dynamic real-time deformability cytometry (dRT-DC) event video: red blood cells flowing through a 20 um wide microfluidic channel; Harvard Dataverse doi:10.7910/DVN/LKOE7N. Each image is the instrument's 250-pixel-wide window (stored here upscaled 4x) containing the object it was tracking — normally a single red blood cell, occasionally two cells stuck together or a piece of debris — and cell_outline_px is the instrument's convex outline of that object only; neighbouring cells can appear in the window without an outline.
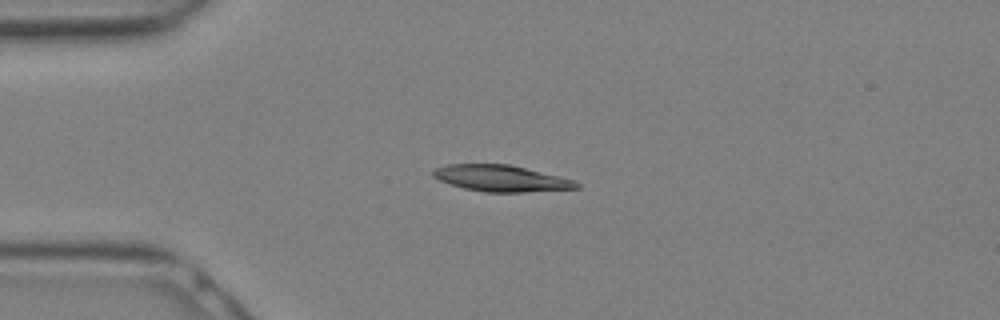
{"species": "Egyptian fruit bat (a non-hibernating species)", "species_latin": "Rousettus aegyptiacus", "temperature_condition": "warm", "stored_images_in_passage": 18, "camera_frame_rate_fps": 3000, "um_per_image_px": 0.085, "animal": {"sex": "female"}, "frame": {"image": 1, "passage_image": 6, "time_ms": 1.667, "image_size_px": [1000, 320], "cell_outline_px": [[580, 188], [524, 192], [484, 192], [464, 188], [440, 180], [432, 176], [432, 168], [448, 164], [508, 164], [572, 180], [580, 184]], "centroid_in_image_um": [42.53, 15.16], "position_along_channel_um": 42.5, "area_um2": 21.68}}
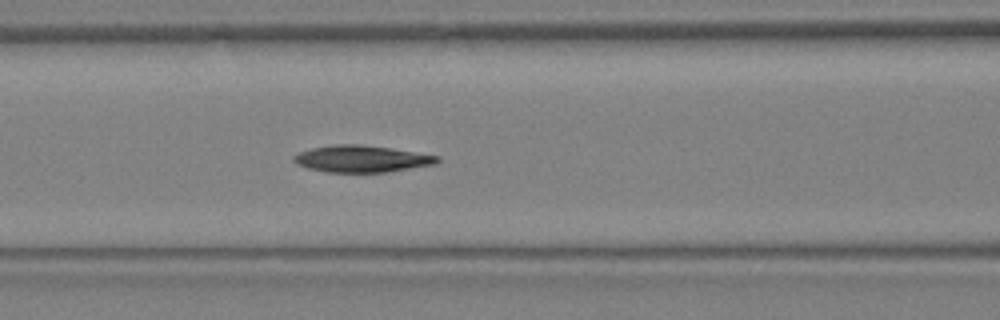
{"frame": {"image": 2, "passage_image": 11, "time_ms": 3.333, "image_size_px": [1000, 320], "cell_outline_px": [[440, 160], [436, 164], [384, 172], [328, 172], [308, 168], [296, 164], [292, 160], [292, 156], [300, 152], [312, 148], [336, 144], [360, 144], [392, 148], [440, 156]], "centroid_in_image_um": [30.73, 13.49], "position_along_channel_um": 135.9, "area_um2": 22.37}}
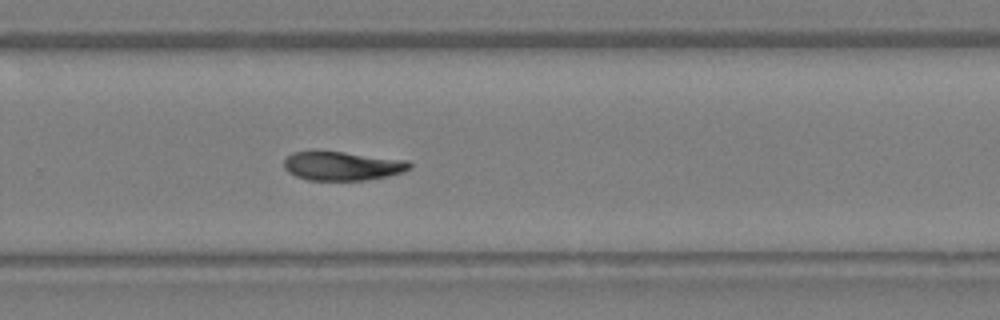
{"frame": {"image": 3, "passage_image": 18, "time_ms": 5.667, "image_size_px": [1000, 320], "cell_outline_px": [[412, 168], [400, 172], [384, 176], [364, 180], [308, 180], [296, 176], [288, 172], [284, 168], [284, 160], [292, 152], [316, 148], [408, 160], [412, 164]], "centroid_in_image_um": [29.03, 14.05], "position_along_channel_um": 300.8, "area_um2": 21.73}}